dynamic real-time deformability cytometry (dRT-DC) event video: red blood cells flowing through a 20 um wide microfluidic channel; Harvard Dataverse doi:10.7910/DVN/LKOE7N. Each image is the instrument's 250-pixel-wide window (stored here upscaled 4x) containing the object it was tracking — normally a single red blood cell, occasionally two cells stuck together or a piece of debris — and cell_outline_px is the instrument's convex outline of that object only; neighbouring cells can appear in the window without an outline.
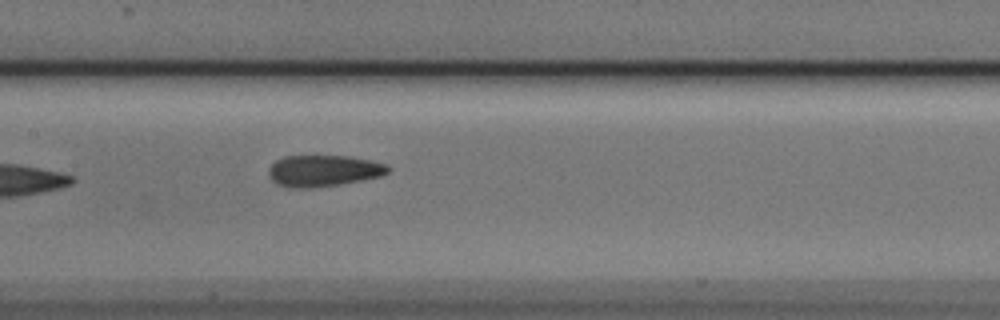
{"species": "Egyptian fruit bat (a non-hibernating species)", "species_latin": "Rousettus aegyptiacus", "temperature_condition": "cold", "stored_images_in_passage": 7, "camera_frame_rate_fps": 3000, "um_per_image_px": 0.085, "animal": {"sex": "male"}, "frame": {"image": 1, "passage_image": 7, "time_ms": 2.0, "image_size_px": [1000, 320], "cell_outline_px": [[392, 168], [388, 172], [380, 176], [360, 180], [336, 184], [308, 188], [292, 188], [276, 184], [272, 180], [268, 172], [268, 168], [276, 160], [284, 156], [348, 156], [372, 160], [388, 164]], "centroid_in_image_um": [27.5, 14.5], "position_along_channel_um": 179.9, "area_um2": 21.79}}